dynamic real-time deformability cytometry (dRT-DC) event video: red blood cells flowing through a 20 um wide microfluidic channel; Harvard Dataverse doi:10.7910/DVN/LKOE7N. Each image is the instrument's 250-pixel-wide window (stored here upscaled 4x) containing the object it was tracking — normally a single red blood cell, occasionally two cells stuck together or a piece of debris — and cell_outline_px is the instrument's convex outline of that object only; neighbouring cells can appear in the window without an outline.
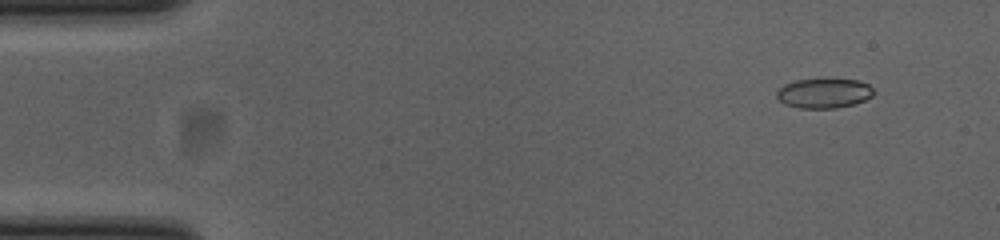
{"species": "common noctule bat (a hibernating species)", "species_latin": "Nyctalus noctula", "temperature_condition": "cold", "stored_images_in_passage": 53, "camera_frame_rate_fps": 3000, "um_per_image_px": 0.085, "animal": {"sex": "female", "body_mass_g": 23.0, "forearm_length_mm": 53.4}, "frame": {"image": 1, "passage_image": 5, "time_ms": 1.333, "image_size_px": [1000, 240], "cell_outline_px": [[876, 92], [872, 96], [864, 100], [852, 104], [836, 108], [800, 108], [784, 104], [776, 96], [776, 92], [784, 84], [796, 80], [860, 80], [868, 84]], "centroid_in_image_um": [70.04, 7.93], "position_along_channel_um": 15.0, "area_um2": 16.59}}
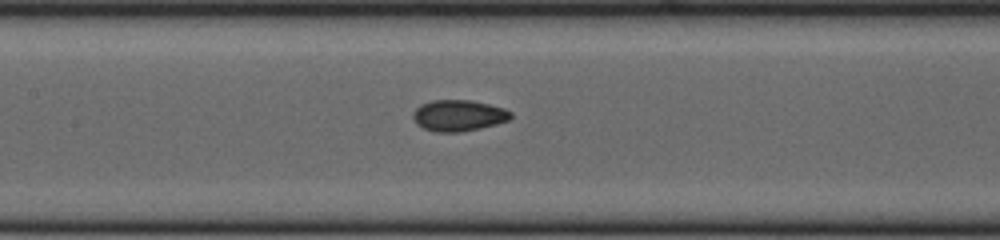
{"frame": {"image": 2, "passage_image": 25, "time_ms": 8.0, "image_size_px": [1000, 240], "cell_outline_px": [[512, 116], [508, 120], [496, 124], [480, 128], [460, 132], [436, 132], [424, 128], [416, 124], [412, 116], [412, 112], [420, 104], [432, 100], [472, 100], [504, 108], [512, 112]], "centroid_in_image_um": [38.95, 9.81], "position_along_channel_um": 168.4, "area_um2": 17.86}}
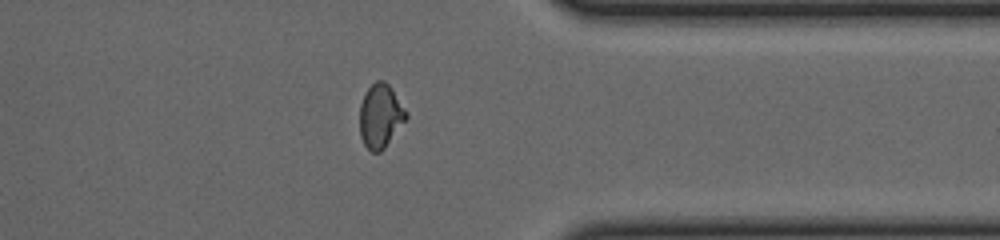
{"frame": {"image": 3, "passage_image": 42, "time_ms": 13.667, "image_size_px": [1000, 240], "cell_outline_px": [[408, 116], [384, 148], [380, 152], [372, 152], [364, 144], [360, 136], [360, 104], [364, 92], [376, 80], [384, 80], [392, 88], [408, 112]], "centroid_in_image_um": [32.33, 9.82], "position_along_channel_um": 379.1, "area_um2": 17.28}, "authors_computed_cell_mechanics": {"area_um2": 17.2822, "velocity_mm_per_s": 3.8834, "shape_relaxation_time_tau1_ms": 7.5327, "shape_relaxation_time_tau2_ms": 1.5255, "deformation_change_tau1": 0.156, "deformation_change_tau2": 0.0581}}